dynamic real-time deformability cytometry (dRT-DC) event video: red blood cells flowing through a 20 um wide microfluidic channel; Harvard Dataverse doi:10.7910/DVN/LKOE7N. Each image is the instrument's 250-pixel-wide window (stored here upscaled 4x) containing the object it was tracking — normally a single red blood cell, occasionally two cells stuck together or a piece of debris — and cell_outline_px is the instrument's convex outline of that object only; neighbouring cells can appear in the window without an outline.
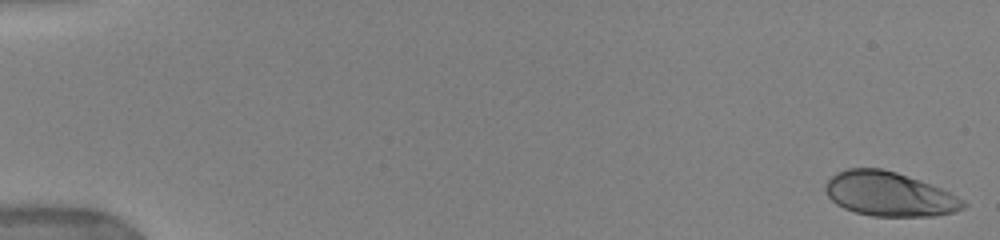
{"species": "human", "species_latin": "Homo sapiens", "temperature_condition": "warm", "stored_images_in_passage": 49, "camera_frame_rate_fps": 3000, "um_per_image_px": 0.085, "donor": {"sex": "female"}, "frame": {"image": 1, "passage_image": 1, "time_ms": 0.0, "image_size_px": [1000, 240], "cell_outline_px": [[968, 204], [964, 208], [956, 212], [932, 216], [872, 216], [856, 212], [844, 208], [836, 204], [824, 192], [824, 184], [836, 172], [848, 168], [880, 168], [896, 172], [920, 180], [940, 188], [964, 200]], "centroid_in_image_um": [75.57, 16.5], "position_along_channel_um": 9.4, "area_um2": 35.6}}
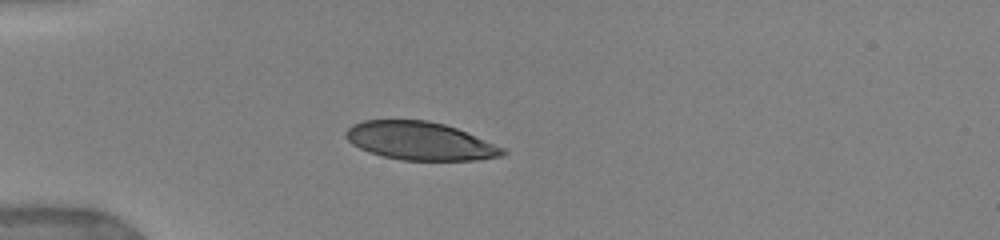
{"frame": {"image": 2, "passage_image": 27, "time_ms": 4.667, "image_size_px": [1000, 240], "cell_outline_px": [[508, 152], [500, 156], [480, 160], [400, 160], [368, 152], [352, 144], [344, 136], [344, 132], [352, 124], [364, 120], [428, 120], [444, 124], [456, 128], [504, 148]], "centroid_in_image_um": [35.67, 11.98], "position_along_channel_um": 49.3, "area_um2": 34.8}}